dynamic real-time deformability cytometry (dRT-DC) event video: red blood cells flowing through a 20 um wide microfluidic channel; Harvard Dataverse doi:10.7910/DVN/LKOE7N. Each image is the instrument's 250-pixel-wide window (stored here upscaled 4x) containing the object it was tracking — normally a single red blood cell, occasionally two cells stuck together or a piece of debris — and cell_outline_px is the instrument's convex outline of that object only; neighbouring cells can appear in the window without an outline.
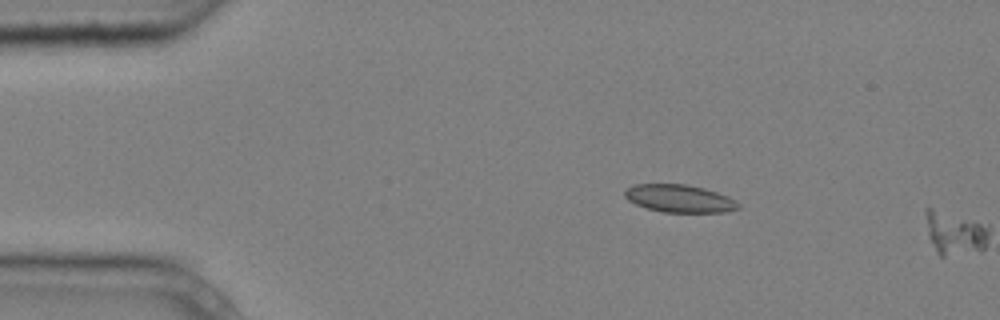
{"species": "common noctule bat (a hibernating species)", "species_latin": "Nyctalus noctula", "temperature_condition": "cold", "stored_images_in_passage": 12, "camera_frame_rate_fps": 3000, "um_per_image_px": 0.085, "animal": {"sex": "male", "body_mass_g": 20.4}, "frame": {"image": 1, "passage_image": 1, "time_ms": 0.0, "image_size_px": [1000, 320], "cell_outline_px": [[740, 208], [724, 212], [664, 212], [648, 208], [636, 204], [628, 200], [624, 196], [624, 192], [628, 188], [636, 184], [688, 184], [704, 188], [728, 196], [736, 200], [740, 204]], "centroid_in_image_um": [57.78, 16.87], "position_along_channel_um": 27.2, "area_um2": 18.26}}
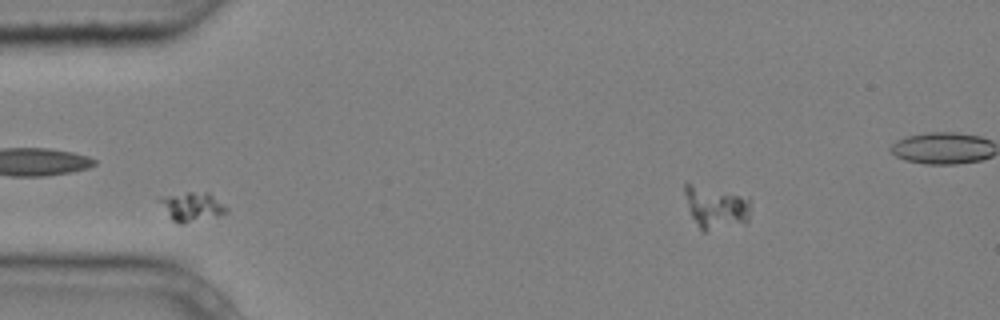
{"frame": {"image": 2, "passage_image": 3, "time_ms": 0.667, "image_size_px": [1000, 320], "cell_outline_px": [[228, 212], [216, 216], [180, 224], [172, 220], [160, 200], [160, 196], [188, 192], [208, 192], [228, 208]], "centroid_in_image_um": [16.34, 17.55], "position_along_channel_um": 68.7, "area_um2": 10.92}}